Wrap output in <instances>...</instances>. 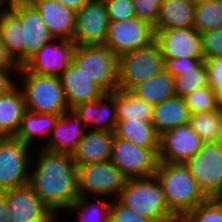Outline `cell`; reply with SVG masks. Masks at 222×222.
<instances>
[{
  "label": "cell",
  "instance_id": "1",
  "mask_svg": "<svg viewBox=\"0 0 222 222\" xmlns=\"http://www.w3.org/2000/svg\"><path fill=\"white\" fill-rule=\"evenodd\" d=\"M36 163L31 162L29 185L58 216L77 199V165L68 153H53L39 148ZM32 173V174H31ZM61 210V211H60Z\"/></svg>",
  "mask_w": 222,
  "mask_h": 222
},
{
  "label": "cell",
  "instance_id": "2",
  "mask_svg": "<svg viewBox=\"0 0 222 222\" xmlns=\"http://www.w3.org/2000/svg\"><path fill=\"white\" fill-rule=\"evenodd\" d=\"M155 176L162 186L168 208L177 217H183L207 199L184 163L159 161Z\"/></svg>",
  "mask_w": 222,
  "mask_h": 222
},
{
  "label": "cell",
  "instance_id": "3",
  "mask_svg": "<svg viewBox=\"0 0 222 222\" xmlns=\"http://www.w3.org/2000/svg\"><path fill=\"white\" fill-rule=\"evenodd\" d=\"M117 199L152 222H169L177 217L169 208L156 176L128 178Z\"/></svg>",
  "mask_w": 222,
  "mask_h": 222
},
{
  "label": "cell",
  "instance_id": "4",
  "mask_svg": "<svg viewBox=\"0 0 222 222\" xmlns=\"http://www.w3.org/2000/svg\"><path fill=\"white\" fill-rule=\"evenodd\" d=\"M18 74L22 84H17V87L23 94L26 110L60 116L70 111L58 76L33 74L23 66Z\"/></svg>",
  "mask_w": 222,
  "mask_h": 222
},
{
  "label": "cell",
  "instance_id": "5",
  "mask_svg": "<svg viewBox=\"0 0 222 222\" xmlns=\"http://www.w3.org/2000/svg\"><path fill=\"white\" fill-rule=\"evenodd\" d=\"M118 89L131 91L136 85L164 70V58L158 44L118 56Z\"/></svg>",
  "mask_w": 222,
  "mask_h": 222
},
{
  "label": "cell",
  "instance_id": "6",
  "mask_svg": "<svg viewBox=\"0 0 222 222\" xmlns=\"http://www.w3.org/2000/svg\"><path fill=\"white\" fill-rule=\"evenodd\" d=\"M73 63L106 93L118 89V57L105 45H76Z\"/></svg>",
  "mask_w": 222,
  "mask_h": 222
},
{
  "label": "cell",
  "instance_id": "7",
  "mask_svg": "<svg viewBox=\"0 0 222 222\" xmlns=\"http://www.w3.org/2000/svg\"><path fill=\"white\" fill-rule=\"evenodd\" d=\"M30 149L15 136H0V192L29 184L30 162L35 159Z\"/></svg>",
  "mask_w": 222,
  "mask_h": 222
},
{
  "label": "cell",
  "instance_id": "8",
  "mask_svg": "<svg viewBox=\"0 0 222 222\" xmlns=\"http://www.w3.org/2000/svg\"><path fill=\"white\" fill-rule=\"evenodd\" d=\"M126 177L110 160L77 166V188L79 196L110 197L119 195L125 186Z\"/></svg>",
  "mask_w": 222,
  "mask_h": 222
},
{
  "label": "cell",
  "instance_id": "9",
  "mask_svg": "<svg viewBox=\"0 0 222 222\" xmlns=\"http://www.w3.org/2000/svg\"><path fill=\"white\" fill-rule=\"evenodd\" d=\"M184 164L207 199L222 196V140L203 143Z\"/></svg>",
  "mask_w": 222,
  "mask_h": 222
},
{
  "label": "cell",
  "instance_id": "10",
  "mask_svg": "<svg viewBox=\"0 0 222 222\" xmlns=\"http://www.w3.org/2000/svg\"><path fill=\"white\" fill-rule=\"evenodd\" d=\"M159 147H140L114 135L110 161L128 178L154 176Z\"/></svg>",
  "mask_w": 222,
  "mask_h": 222
},
{
  "label": "cell",
  "instance_id": "11",
  "mask_svg": "<svg viewBox=\"0 0 222 222\" xmlns=\"http://www.w3.org/2000/svg\"><path fill=\"white\" fill-rule=\"evenodd\" d=\"M155 40V31L149 22L133 17L127 20L110 21L103 45L117 57L150 45Z\"/></svg>",
  "mask_w": 222,
  "mask_h": 222
},
{
  "label": "cell",
  "instance_id": "12",
  "mask_svg": "<svg viewBox=\"0 0 222 222\" xmlns=\"http://www.w3.org/2000/svg\"><path fill=\"white\" fill-rule=\"evenodd\" d=\"M2 193L7 201L11 222H56L60 217L53 213L29 184Z\"/></svg>",
  "mask_w": 222,
  "mask_h": 222
},
{
  "label": "cell",
  "instance_id": "13",
  "mask_svg": "<svg viewBox=\"0 0 222 222\" xmlns=\"http://www.w3.org/2000/svg\"><path fill=\"white\" fill-rule=\"evenodd\" d=\"M75 48L73 40L55 38L22 66L33 74L59 76L73 62Z\"/></svg>",
  "mask_w": 222,
  "mask_h": 222
},
{
  "label": "cell",
  "instance_id": "14",
  "mask_svg": "<svg viewBox=\"0 0 222 222\" xmlns=\"http://www.w3.org/2000/svg\"><path fill=\"white\" fill-rule=\"evenodd\" d=\"M109 22L104 1H89L76 11L73 41L76 45H103Z\"/></svg>",
  "mask_w": 222,
  "mask_h": 222
},
{
  "label": "cell",
  "instance_id": "15",
  "mask_svg": "<svg viewBox=\"0 0 222 222\" xmlns=\"http://www.w3.org/2000/svg\"><path fill=\"white\" fill-rule=\"evenodd\" d=\"M10 8L21 20L24 64L44 44L55 38L43 22L40 13L28 0H15Z\"/></svg>",
  "mask_w": 222,
  "mask_h": 222
},
{
  "label": "cell",
  "instance_id": "16",
  "mask_svg": "<svg viewBox=\"0 0 222 222\" xmlns=\"http://www.w3.org/2000/svg\"><path fill=\"white\" fill-rule=\"evenodd\" d=\"M202 144L201 138L188 123L169 129L159 135V161L185 163L200 150Z\"/></svg>",
  "mask_w": 222,
  "mask_h": 222
},
{
  "label": "cell",
  "instance_id": "17",
  "mask_svg": "<svg viewBox=\"0 0 222 222\" xmlns=\"http://www.w3.org/2000/svg\"><path fill=\"white\" fill-rule=\"evenodd\" d=\"M163 58L204 59L201 34L194 28L154 29Z\"/></svg>",
  "mask_w": 222,
  "mask_h": 222
},
{
  "label": "cell",
  "instance_id": "18",
  "mask_svg": "<svg viewBox=\"0 0 222 222\" xmlns=\"http://www.w3.org/2000/svg\"><path fill=\"white\" fill-rule=\"evenodd\" d=\"M87 127L72 111H68L56 120L50 136L42 149L53 153L72 154L86 133Z\"/></svg>",
  "mask_w": 222,
  "mask_h": 222
},
{
  "label": "cell",
  "instance_id": "19",
  "mask_svg": "<svg viewBox=\"0 0 222 222\" xmlns=\"http://www.w3.org/2000/svg\"><path fill=\"white\" fill-rule=\"evenodd\" d=\"M88 130L114 132L118 119L115 105V90L101 98L77 105L72 109ZM92 124V125H91ZM89 125V126H88Z\"/></svg>",
  "mask_w": 222,
  "mask_h": 222
},
{
  "label": "cell",
  "instance_id": "20",
  "mask_svg": "<svg viewBox=\"0 0 222 222\" xmlns=\"http://www.w3.org/2000/svg\"><path fill=\"white\" fill-rule=\"evenodd\" d=\"M58 77L70 110L79 104L97 100L106 93L73 62Z\"/></svg>",
  "mask_w": 222,
  "mask_h": 222
},
{
  "label": "cell",
  "instance_id": "21",
  "mask_svg": "<svg viewBox=\"0 0 222 222\" xmlns=\"http://www.w3.org/2000/svg\"><path fill=\"white\" fill-rule=\"evenodd\" d=\"M40 13L54 38L73 40L76 12L57 0H28Z\"/></svg>",
  "mask_w": 222,
  "mask_h": 222
},
{
  "label": "cell",
  "instance_id": "22",
  "mask_svg": "<svg viewBox=\"0 0 222 222\" xmlns=\"http://www.w3.org/2000/svg\"><path fill=\"white\" fill-rule=\"evenodd\" d=\"M114 132L88 130L71 154L77 166L109 161Z\"/></svg>",
  "mask_w": 222,
  "mask_h": 222
},
{
  "label": "cell",
  "instance_id": "23",
  "mask_svg": "<svg viewBox=\"0 0 222 222\" xmlns=\"http://www.w3.org/2000/svg\"><path fill=\"white\" fill-rule=\"evenodd\" d=\"M190 118L189 109L183 97L174 95L153 108L152 125L158 135L187 124Z\"/></svg>",
  "mask_w": 222,
  "mask_h": 222
},
{
  "label": "cell",
  "instance_id": "24",
  "mask_svg": "<svg viewBox=\"0 0 222 222\" xmlns=\"http://www.w3.org/2000/svg\"><path fill=\"white\" fill-rule=\"evenodd\" d=\"M195 5L188 0H162L154 29L194 26Z\"/></svg>",
  "mask_w": 222,
  "mask_h": 222
},
{
  "label": "cell",
  "instance_id": "25",
  "mask_svg": "<svg viewBox=\"0 0 222 222\" xmlns=\"http://www.w3.org/2000/svg\"><path fill=\"white\" fill-rule=\"evenodd\" d=\"M25 111L23 94L17 84L0 95V136H15Z\"/></svg>",
  "mask_w": 222,
  "mask_h": 222
},
{
  "label": "cell",
  "instance_id": "26",
  "mask_svg": "<svg viewBox=\"0 0 222 222\" xmlns=\"http://www.w3.org/2000/svg\"><path fill=\"white\" fill-rule=\"evenodd\" d=\"M0 39L8 53L23 65L22 25L20 17L9 7L0 11Z\"/></svg>",
  "mask_w": 222,
  "mask_h": 222
},
{
  "label": "cell",
  "instance_id": "27",
  "mask_svg": "<svg viewBox=\"0 0 222 222\" xmlns=\"http://www.w3.org/2000/svg\"><path fill=\"white\" fill-rule=\"evenodd\" d=\"M115 135L140 147H159V135L151 121L125 119L117 122Z\"/></svg>",
  "mask_w": 222,
  "mask_h": 222
},
{
  "label": "cell",
  "instance_id": "28",
  "mask_svg": "<svg viewBox=\"0 0 222 222\" xmlns=\"http://www.w3.org/2000/svg\"><path fill=\"white\" fill-rule=\"evenodd\" d=\"M131 92L138 98L155 106L175 95L174 79L168 72L163 70L159 74L136 85Z\"/></svg>",
  "mask_w": 222,
  "mask_h": 222
},
{
  "label": "cell",
  "instance_id": "29",
  "mask_svg": "<svg viewBox=\"0 0 222 222\" xmlns=\"http://www.w3.org/2000/svg\"><path fill=\"white\" fill-rule=\"evenodd\" d=\"M59 116L60 115L57 114L38 113L26 110L22 116L21 124L15 137L33 146L32 143L36 136L41 137L47 134V139L44 140L46 142Z\"/></svg>",
  "mask_w": 222,
  "mask_h": 222
},
{
  "label": "cell",
  "instance_id": "30",
  "mask_svg": "<svg viewBox=\"0 0 222 222\" xmlns=\"http://www.w3.org/2000/svg\"><path fill=\"white\" fill-rule=\"evenodd\" d=\"M115 105L117 119H141L146 121L152 120L154 106L138 98L128 90H115Z\"/></svg>",
  "mask_w": 222,
  "mask_h": 222
},
{
  "label": "cell",
  "instance_id": "31",
  "mask_svg": "<svg viewBox=\"0 0 222 222\" xmlns=\"http://www.w3.org/2000/svg\"><path fill=\"white\" fill-rule=\"evenodd\" d=\"M188 124L203 143L222 140V106L214 111L190 114Z\"/></svg>",
  "mask_w": 222,
  "mask_h": 222
},
{
  "label": "cell",
  "instance_id": "32",
  "mask_svg": "<svg viewBox=\"0 0 222 222\" xmlns=\"http://www.w3.org/2000/svg\"><path fill=\"white\" fill-rule=\"evenodd\" d=\"M102 198L96 203L90 196H78L67 210L78 212V222H110L111 202L106 197Z\"/></svg>",
  "mask_w": 222,
  "mask_h": 222
},
{
  "label": "cell",
  "instance_id": "33",
  "mask_svg": "<svg viewBox=\"0 0 222 222\" xmlns=\"http://www.w3.org/2000/svg\"><path fill=\"white\" fill-rule=\"evenodd\" d=\"M193 27L200 34L222 29V0H206L195 5Z\"/></svg>",
  "mask_w": 222,
  "mask_h": 222
},
{
  "label": "cell",
  "instance_id": "34",
  "mask_svg": "<svg viewBox=\"0 0 222 222\" xmlns=\"http://www.w3.org/2000/svg\"><path fill=\"white\" fill-rule=\"evenodd\" d=\"M183 98L190 114L214 111L221 107V97L209 85L199 87Z\"/></svg>",
  "mask_w": 222,
  "mask_h": 222
},
{
  "label": "cell",
  "instance_id": "35",
  "mask_svg": "<svg viewBox=\"0 0 222 222\" xmlns=\"http://www.w3.org/2000/svg\"><path fill=\"white\" fill-rule=\"evenodd\" d=\"M174 79L175 95L184 97L199 87L208 85V71L203 60L197 67L188 72H182V75Z\"/></svg>",
  "mask_w": 222,
  "mask_h": 222
},
{
  "label": "cell",
  "instance_id": "36",
  "mask_svg": "<svg viewBox=\"0 0 222 222\" xmlns=\"http://www.w3.org/2000/svg\"><path fill=\"white\" fill-rule=\"evenodd\" d=\"M188 222H222L220 198L206 199L183 216Z\"/></svg>",
  "mask_w": 222,
  "mask_h": 222
},
{
  "label": "cell",
  "instance_id": "37",
  "mask_svg": "<svg viewBox=\"0 0 222 222\" xmlns=\"http://www.w3.org/2000/svg\"><path fill=\"white\" fill-rule=\"evenodd\" d=\"M109 21L127 20L135 16L132 0H103Z\"/></svg>",
  "mask_w": 222,
  "mask_h": 222
},
{
  "label": "cell",
  "instance_id": "38",
  "mask_svg": "<svg viewBox=\"0 0 222 222\" xmlns=\"http://www.w3.org/2000/svg\"><path fill=\"white\" fill-rule=\"evenodd\" d=\"M204 59L222 57V29L201 33Z\"/></svg>",
  "mask_w": 222,
  "mask_h": 222
},
{
  "label": "cell",
  "instance_id": "39",
  "mask_svg": "<svg viewBox=\"0 0 222 222\" xmlns=\"http://www.w3.org/2000/svg\"><path fill=\"white\" fill-rule=\"evenodd\" d=\"M110 222H152L150 219L139 215L128 206L122 204L117 198L111 201Z\"/></svg>",
  "mask_w": 222,
  "mask_h": 222
},
{
  "label": "cell",
  "instance_id": "40",
  "mask_svg": "<svg viewBox=\"0 0 222 222\" xmlns=\"http://www.w3.org/2000/svg\"><path fill=\"white\" fill-rule=\"evenodd\" d=\"M135 16L155 25L162 0H132Z\"/></svg>",
  "mask_w": 222,
  "mask_h": 222
},
{
  "label": "cell",
  "instance_id": "41",
  "mask_svg": "<svg viewBox=\"0 0 222 222\" xmlns=\"http://www.w3.org/2000/svg\"><path fill=\"white\" fill-rule=\"evenodd\" d=\"M204 59L198 58H164V70L173 78L182 75V72H188L197 67Z\"/></svg>",
  "mask_w": 222,
  "mask_h": 222
},
{
  "label": "cell",
  "instance_id": "42",
  "mask_svg": "<svg viewBox=\"0 0 222 222\" xmlns=\"http://www.w3.org/2000/svg\"><path fill=\"white\" fill-rule=\"evenodd\" d=\"M208 71V85L222 97V57L204 59Z\"/></svg>",
  "mask_w": 222,
  "mask_h": 222
},
{
  "label": "cell",
  "instance_id": "43",
  "mask_svg": "<svg viewBox=\"0 0 222 222\" xmlns=\"http://www.w3.org/2000/svg\"><path fill=\"white\" fill-rule=\"evenodd\" d=\"M19 64L12 58L8 53L5 46L2 44L0 39V70L1 71H16L19 72Z\"/></svg>",
  "mask_w": 222,
  "mask_h": 222
},
{
  "label": "cell",
  "instance_id": "44",
  "mask_svg": "<svg viewBox=\"0 0 222 222\" xmlns=\"http://www.w3.org/2000/svg\"><path fill=\"white\" fill-rule=\"evenodd\" d=\"M12 71H1L0 70V95L9 91L12 87L16 85V81L10 78Z\"/></svg>",
  "mask_w": 222,
  "mask_h": 222
},
{
  "label": "cell",
  "instance_id": "45",
  "mask_svg": "<svg viewBox=\"0 0 222 222\" xmlns=\"http://www.w3.org/2000/svg\"><path fill=\"white\" fill-rule=\"evenodd\" d=\"M0 222H11L5 195L0 192Z\"/></svg>",
  "mask_w": 222,
  "mask_h": 222
},
{
  "label": "cell",
  "instance_id": "46",
  "mask_svg": "<svg viewBox=\"0 0 222 222\" xmlns=\"http://www.w3.org/2000/svg\"><path fill=\"white\" fill-rule=\"evenodd\" d=\"M64 6L74 10L75 12L78 11L83 5L88 3L91 0H57Z\"/></svg>",
  "mask_w": 222,
  "mask_h": 222
},
{
  "label": "cell",
  "instance_id": "47",
  "mask_svg": "<svg viewBox=\"0 0 222 222\" xmlns=\"http://www.w3.org/2000/svg\"><path fill=\"white\" fill-rule=\"evenodd\" d=\"M5 1V2H4ZM14 1L15 0H0V11H3L2 9V7H4V10L5 9H7V8H9V7H11V5L14 3ZM5 3H6V5H5ZM4 5V6H3ZM5 6H6V8H5Z\"/></svg>",
  "mask_w": 222,
  "mask_h": 222
},
{
  "label": "cell",
  "instance_id": "48",
  "mask_svg": "<svg viewBox=\"0 0 222 222\" xmlns=\"http://www.w3.org/2000/svg\"><path fill=\"white\" fill-rule=\"evenodd\" d=\"M169 222H188L184 217H174Z\"/></svg>",
  "mask_w": 222,
  "mask_h": 222
},
{
  "label": "cell",
  "instance_id": "49",
  "mask_svg": "<svg viewBox=\"0 0 222 222\" xmlns=\"http://www.w3.org/2000/svg\"><path fill=\"white\" fill-rule=\"evenodd\" d=\"M188 1H190V2L193 3L194 5H197V4H199V3H203V2L206 1V0H188Z\"/></svg>",
  "mask_w": 222,
  "mask_h": 222
}]
</instances>
